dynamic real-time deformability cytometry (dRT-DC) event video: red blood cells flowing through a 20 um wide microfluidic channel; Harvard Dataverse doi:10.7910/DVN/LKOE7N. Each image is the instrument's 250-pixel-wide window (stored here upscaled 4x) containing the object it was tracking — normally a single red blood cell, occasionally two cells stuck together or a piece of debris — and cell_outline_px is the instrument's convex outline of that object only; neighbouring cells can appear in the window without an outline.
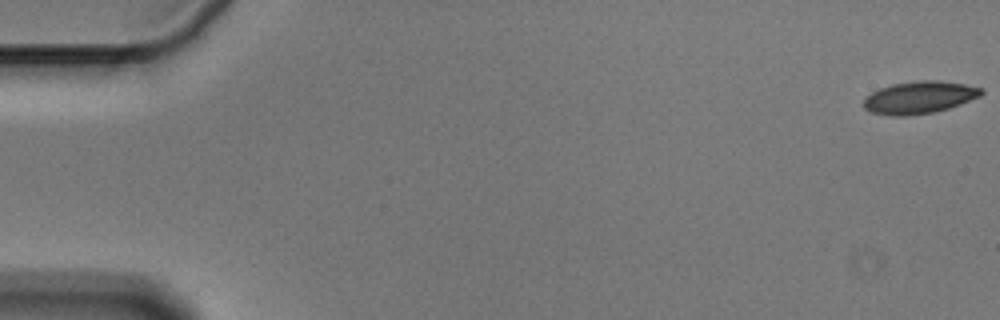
{"species": "Egyptian fruit bat (a non-hibernating species)", "species_latin": "Rousettus aegyptiacus", "temperature_condition": "cold", "stored_images_in_passage": 4, "camera_frame_rate_fps": 3000, "um_per_image_px": 0.085, "animal": {"sex": "male"}, "frame": {"image": 1, "passage_image": 1, "time_ms": 0.0, "image_size_px": [1000, 320], "cell_outline_px": [[984, 92], [980, 96], [960, 104], [948, 108], [932, 112], [908, 116], [892, 116], [872, 112], [864, 108], [864, 100], [872, 92], [880, 88], [892, 84], [920, 80], [936, 80], [964, 84], [984, 88]], "centroid_in_image_um": [78.16, 8.28], "position_along_channel_um": 6.8, "area_um2": 22.02}}